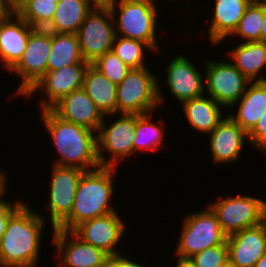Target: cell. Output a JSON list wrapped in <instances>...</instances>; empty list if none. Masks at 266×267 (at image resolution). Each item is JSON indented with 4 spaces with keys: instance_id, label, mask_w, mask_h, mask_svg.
I'll use <instances>...</instances> for the list:
<instances>
[{
    "instance_id": "6da1fadb",
    "label": "cell",
    "mask_w": 266,
    "mask_h": 267,
    "mask_svg": "<svg viewBox=\"0 0 266 267\" xmlns=\"http://www.w3.org/2000/svg\"><path fill=\"white\" fill-rule=\"evenodd\" d=\"M45 219L24 203L9 219L0 242V267H36Z\"/></svg>"
},
{
    "instance_id": "7a4b0ae2",
    "label": "cell",
    "mask_w": 266,
    "mask_h": 267,
    "mask_svg": "<svg viewBox=\"0 0 266 267\" xmlns=\"http://www.w3.org/2000/svg\"><path fill=\"white\" fill-rule=\"evenodd\" d=\"M40 118L58 152L54 165L83 171L100 167L96 132L60 118L51 109L41 110Z\"/></svg>"
},
{
    "instance_id": "3957f363",
    "label": "cell",
    "mask_w": 266,
    "mask_h": 267,
    "mask_svg": "<svg viewBox=\"0 0 266 267\" xmlns=\"http://www.w3.org/2000/svg\"><path fill=\"white\" fill-rule=\"evenodd\" d=\"M114 167L85 171L77 185L70 215L56 228L73 231L81 223L116 212L111 205Z\"/></svg>"
},
{
    "instance_id": "277c9868",
    "label": "cell",
    "mask_w": 266,
    "mask_h": 267,
    "mask_svg": "<svg viewBox=\"0 0 266 267\" xmlns=\"http://www.w3.org/2000/svg\"><path fill=\"white\" fill-rule=\"evenodd\" d=\"M156 5L152 0H116L109 6L116 36L142 41L158 52Z\"/></svg>"
},
{
    "instance_id": "5b68a950",
    "label": "cell",
    "mask_w": 266,
    "mask_h": 267,
    "mask_svg": "<svg viewBox=\"0 0 266 267\" xmlns=\"http://www.w3.org/2000/svg\"><path fill=\"white\" fill-rule=\"evenodd\" d=\"M147 67L130 69L117 85V115L148 114L164 102L157 75Z\"/></svg>"
},
{
    "instance_id": "8992f818",
    "label": "cell",
    "mask_w": 266,
    "mask_h": 267,
    "mask_svg": "<svg viewBox=\"0 0 266 267\" xmlns=\"http://www.w3.org/2000/svg\"><path fill=\"white\" fill-rule=\"evenodd\" d=\"M175 254L190 258L207 248L224 244L227 235L219 225L217 215L208 206L203 211L188 214L183 219Z\"/></svg>"
},
{
    "instance_id": "52a82bcc",
    "label": "cell",
    "mask_w": 266,
    "mask_h": 267,
    "mask_svg": "<svg viewBox=\"0 0 266 267\" xmlns=\"http://www.w3.org/2000/svg\"><path fill=\"white\" fill-rule=\"evenodd\" d=\"M119 118L106 125L105 118L97 133V157L100 166L117 168V164L134 154L136 114H119ZM105 151V152H104ZM104 152V154H103ZM105 153L109 154L106 158Z\"/></svg>"
},
{
    "instance_id": "ba28073f",
    "label": "cell",
    "mask_w": 266,
    "mask_h": 267,
    "mask_svg": "<svg viewBox=\"0 0 266 267\" xmlns=\"http://www.w3.org/2000/svg\"><path fill=\"white\" fill-rule=\"evenodd\" d=\"M208 206L217 215L220 228L227 236L263 222L264 200L260 198L241 194L219 196Z\"/></svg>"
},
{
    "instance_id": "9c48e42d",
    "label": "cell",
    "mask_w": 266,
    "mask_h": 267,
    "mask_svg": "<svg viewBox=\"0 0 266 267\" xmlns=\"http://www.w3.org/2000/svg\"><path fill=\"white\" fill-rule=\"evenodd\" d=\"M205 94L224 108L232 107L246 92L251 81L231 62L208 59L205 64ZM207 89V90H206Z\"/></svg>"
},
{
    "instance_id": "30bf717a",
    "label": "cell",
    "mask_w": 266,
    "mask_h": 267,
    "mask_svg": "<svg viewBox=\"0 0 266 267\" xmlns=\"http://www.w3.org/2000/svg\"><path fill=\"white\" fill-rule=\"evenodd\" d=\"M109 7L95 6L85 17L77 33L84 61L92 64L112 50L115 28Z\"/></svg>"
},
{
    "instance_id": "8fae6325",
    "label": "cell",
    "mask_w": 266,
    "mask_h": 267,
    "mask_svg": "<svg viewBox=\"0 0 266 267\" xmlns=\"http://www.w3.org/2000/svg\"><path fill=\"white\" fill-rule=\"evenodd\" d=\"M51 50V32L35 28L19 61L9 70L20 76L21 82L15 94L24 96L47 72V60Z\"/></svg>"
},
{
    "instance_id": "7c38bea8",
    "label": "cell",
    "mask_w": 266,
    "mask_h": 267,
    "mask_svg": "<svg viewBox=\"0 0 266 267\" xmlns=\"http://www.w3.org/2000/svg\"><path fill=\"white\" fill-rule=\"evenodd\" d=\"M89 65L87 61H82L47 71L23 97L29 99L37 91L43 90L45 98L40 99V110L50 109L61 98L83 87L84 74Z\"/></svg>"
},
{
    "instance_id": "4fadbf2b",
    "label": "cell",
    "mask_w": 266,
    "mask_h": 267,
    "mask_svg": "<svg viewBox=\"0 0 266 267\" xmlns=\"http://www.w3.org/2000/svg\"><path fill=\"white\" fill-rule=\"evenodd\" d=\"M48 211L51 228L56 229L71 213L78 182L85 172L76 167L53 165Z\"/></svg>"
},
{
    "instance_id": "5bb4252c",
    "label": "cell",
    "mask_w": 266,
    "mask_h": 267,
    "mask_svg": "<svg viewBox=\"0 0 266 267\" xmlns=\"http://www.w3.org/2000/svg\"><path fill=\"white\" fill-rule=\"evenodd\" d=\"M52 233L59 267H105L110 256L84 242L73 231L53 229Z\"/></svg>"
},
{
    "instance_id": "9a60e30c",
    "label": "cell",
    "mask_w": 266,
    "mask_h": 267,
    "mask_svg": "<svg viewBox=\"0 0 266 267\" xmlns=\"http://www.w3.org/2000/svg\"><path fill=\"white\" fill-rule=\"evenodd\" d=\"M118 211L96 217L78 225L73 232L87 244H90L111 256L120 255L116 249L124 236L126 223ZM120 251V252H119Z\"/></svg>"
},
{
    "instance_id": "2e32d148",
    "label": "cell",
    "mask_w": 266,
    "mask_h": 267,
    "mask_svg": "<svg viewBox=\"0 0 266 267\" xmlns=\"http://www.w3.org/2000/svg\"><path fill=\"white\" fill-rule=\"evenodd\" d=\"M229 264L254 267L266 251V224L245 228L227 236Z\"/></svg>"
},
{
    "instance_id": "e0dca14e",
    "label": "cell",
    "mask_w": 266,
    "mask_h": 267,
    "mask_svg": "<svg viewBox=\"0 0 266 267\" xmlns=\"http://www.w3.org/2000/svg\"><path fill=\"white\" fill-rule=\"evenodd\" d=\"M212 161L216 164L234 163L249 141L248 133L242 129L229 115L208 135Z\"/></svg>"
},
{
    "instance_id": "ac0fdd59",
    "label": "cell",
    "mask_w": 266,
    "mask_h": 267,
    "mask_svg": "<svg viewBox=\"0 0 266 267\" xmlns=\"http://www.w3.org/2000/svg\"><path fill=\"white\" fill-rule=\"evenodd\" d=\"M50 109L60 118L96 133L105 117L83 88L64 96Z\"/></svg>"
},
{
    "instance_id": "d6986e66",
    "label": "cell",
    "mask_w": 266,
    "mask_h": 267,
    "mask_svg": "<svg viewBox=\"0 0 266 267\" xmlns=\"http://www.w3.org/2000/svg\"><path fill=\"white\" fill-rule=\"evenodd\" d=\"M171 62V63H170ZM166 67V83L172 96L181 103L205 95V83L197 67L183 55H177Z\"/></svg>"
},
{
    "instance_id": "ffe728a7",
    "label": "cell",
    "mask_w": 266,
    "mask_h": 267,
    "mask_svg": "<svg viewBox=\"0 0 266 267\" xmlns=\"http://www.w3.org/2000/svg\"><path fill=\"white\" fill-rule=\"evenodd\" d=\"M17 13L0 23V61L10 70L22 57L34 30Z\"/></svg>"
},
{
    "instance_id": "44dd1931",
    "label": "cell",
    "mask_w": 266,
    "mask_h": 267,
    "mask_svg": "<svg viewBox=\"0 0 266 267\" xmlns=\"http://www.w3.org/2000/svg\"><path fill=\"white\" fill-rule=\"evenodd\" d=\"M253 0H215L208 37L212 46L227 39L236 29L246 8Z\"/></svg>"
},
{
    "instance_id": "7402d4cb",
    "label": "cell",
    "mask_w": 266,
    "mask_h": 267,
    "mask_svg": "<svg viewBox=\"0 0 266 267\" xmlns=\"http://www.w3.org/2000/svg\"><path fill=\"white\" fill-rule=\"evenodd\" d=\"M82 88L104 116H116L117 85L91 64L85 71Z\"/></svg>"
},
{
    "instance_id": "603a6c76",
    "label": "cell",
    "mask_w": 266,
    "mask_h": 267,
    "mask_svg": "<svg viewBox=\"0 0 266 267\" xmlns=\"http://www.w3.org/2000/svg\"><path fill=\"white\" fill-rule=\"evenodd\" d=\"M188 124L195 131L209 135L224 119L222 108L212 97L204 95L182 102Z\"/></svg>"
},
{
    "instance_id": "cb8c5ba5",
    "label": "cell",
    "mask_w": 266,
    "mask_h": 267,
    "mask_svg": "<svg viewBox=\"0 0 266 267\" xmlns=\"http://www.w3.org/2000/svg\"><path fill=\"white\" fill-rule=\"evenodd\" d=\"M229 55L234 66L251 82L266 81V77L261 75L266 70V42L239 43Z\"/></svg>"
},
{
    "instance_id": "d4e9b609",
    "label": "cell",
    "mask_w": 266,
    "mask_h": 267,
    "mask_svg": "<svg viewBox=\"0 0 266 267\" xmlns=\"http://www.w3.org/2000/svg\"><path fill=\"white\" fill-rule=\"evenodd\" d=\"M234 105H238L236 114L228 115L249 133L266 110V81L251 82Z\"/></svg>"
},
{
    "instance_id": "484cf974",
    "label": "cell",
    "mask_w": 266,
    "mask_h": 267,
    "mask_svg": "<svg viewBox=\"0 0 266 267\" xmlns=\"http://www.w3.org/2000/svg\"><path fill=\"white\" fill-rule=\"evenodd\" d=\"M94 7L89 0H60L53 20L45 29L53 33L77 34L86 15Z\"/></svg>"
},
{
    "instance_id": "4316f807",
    "label": "cell",
    "mask_w": 266,
    "mask_h": 267,
    "mask_svg": "<svg viewBox=\"0 0 266 267\" xmlns=\"http://www.w3.org/2000/svg\"><path fill=\"white\" fill-rule=\"evenodd\" d=\"M84 61L77 34L51 32V50L47 60V71Z\"/></svg>"
},
{
    "instance_id": "83f0119b",
    "label": "cell",
    "mask_w": 266,
    "mask_h": 267,
    "mask_svg": "<svg viewBox=\"0 0 266 267\" xmlns=\"http://www.w3.org/2000/svg\"><path fill=\"white\" fill-rule=\"evenodd\" d=\"M152 113L138 115L136 114V128L134 132V153L136 151H156L159 148H163L165 145L164 140V124L163 121L160 124L151 121Z\"/></svg>"
},
{
    "instance_id": "f1b7e54d",
    "label": "cell",
    "mask_w": 266,
    "mask_h": 267,
    "mask_svg": "<svg viewBox=\"0 0 266 267\" xmlns=\"http://www.w3.org/2000/svg\"><path fill=\"white\" fill-rule=\"evenodd\" d=\"M16 13L33 28L45 29L53 20L55 0H16Z\"/></svg>"
},
{
    "instance_id": "f546056e",
    "label": "cell",
    "mask_w": 266,
    "mask_h": 267,
    "mask_svg": "<svg viewBox=\"0 0 266 267\" xmlns=\"http://www.w3.org/2000/svg\"><path fill=\"white\" fill-rule=\"evenodd\" d=\"M264 19V3L253 0L246 8L236 29L231 36L242 37L241 42L260 41L262 22Z\"/></svg>"
},
{
    "instance_id": "4dcf8cb0",
    "label": "cell",
    "mask_w": 266,
    "mask_h": 267,
    "mask_svg": "<svg viewBox=\"0 0 266 267\" xmlns=\"http://www.w3.org/2000/svg\"><path fill=\"white\" fill-rule=\"evenodd\" d=\"M153 49L139 40L115 36L112 51L131 69L147 67L145 61V50Z\"/></svg>"
},
{
    "instance_id": "1f68e13d",
    "label": "cell",
    "mask_w": 266,
    "mask_h": 267,
    "mask_svg": "<svg viewBox=\"0 0 266 267\" xmlns=\"http://www.w3.org/2000/svg\"><path fill=\"white\" fill-rule=\"evenodd\" d=\"M91 65L116 85L131 69L112 50L98 57Z\"/></svg>"
},
{
    "instance_id": "d6a6232c",
    "label": "cell",
    "mask_w": 266,
    "mask_h": 267,
    "mask_svg": "<svg viewBox=\"0 0 266 267\" xmlns=\"http://www.w3.org/2000/svg\"><path fill=\"white\" fill-rule=\"evenodd\" d=\"M190 259L196 267H225L229 263L227 241L198 252Z\"/></svg>"
},
{
    "instance_id": "836d02e7",
    "label": "cell",
    "mask_w": 266,
    "mask_h": 267,
    "mask_svg": "<svg viewBox=\"0 0 266 267\" xmlns=\"http://www.w3.org/2000/svg\"><path fill=\"white\" fill-rule=\"evenodd\" d=\"M249 143L254 145L257 151L266 155V110L258 119L254 128L248 133ZM259 149V150H258Z\"/></svg>"
},
{
    "instance_id": "e575fe53",
    "label": "cell",
    "mask_w": 266,
    "mask_h": 267,
    "mask_svg": "<svg viewBox=\"0 0 266 267\" xmlns=\"http://www.w3.org/2000/svg\"><path fill=\"white\" fill-rule=\"evenodd\" d=\"M10 202L11 201L6 202L4 199L0 198V242L10 217L25 203L21 200H17V202L13 204Z\"/></svg>"
},
{
    "instance_id": "d590c367",
    "label": "cell",
    "mask_w": 266,
    "mask_h": 267,
    "mask_svg": "<svg viewBox=\"0 0 266 267\" xmlns=\"http://www.w3.org/2000/svg\"><path fill=\"white\" fill-rule=\"evenodd\" d=\"M105 267H147L142 265V263L134 262L130 260L128 256L124 257L122 254L111 256L108 258Z\"/></svg>"
},
{
    "instance_id": "8d00e7d4",
    "label": "cell",
    "mask_w": 266,
    "mask_h": 267,
    "mask_svg": "<svg viewBox=\"0 0 266 267\" xmlns=\"http://www.w3.org/2000/svg\"><path fill=\"white\" fill-rule=\"evenodd\" d=\"M16 0H0V23L8 20L16 13Z\"/></svg>"
},
{
    "instance_id": "74e56055",
    "label": "cell",
    "mask_w": 266,
    "mask_h": 267,
    "mask_svg": "<svg viewBox=\"0 0 266 267\" xmlns=\"http://www.w3.org/2000/svg\"><path fill=\"white\" fill-rule=\"evenodd\" d=\"M4 172L6 171H3L2 172V169H0V198H4L3 196H5L7 194V187H8V184H7V174ZM7 185V186H6Z\"/></svg>"
},
{
    "instance_id": "f35d334b",
    "label": "cell",
    "mask_w": 266,
    "mask_h": 267,
    "mask_svg": "<svg viewBox=\"0 0 266 267\" xmlns=\"http://www.w3.org/2000/svg\"><path fill=\"white\" fill-rule=\"evenodd\" d=\"M177 262L176 267H196L190 258H183L176 256Z\"/></svg>"
},
{
    "instance_id": "ab89813d",
    "label": "cell",
    "mask_w": 266,
    "mask_h": 267,
    "mask_svg": "<svg viewBox=\"0 0 266 267\" xmlns=\"http://www.w3.org/2000/svg\"><path fill=\"white\" fill-rule=\"evenodd\" d=\"M94 6L97 7H109L116 0H89Z\"/></svg>"
},
{
    "instance_id": "60d3db41",
    "label": "cell",
    "mask_w": 266,
    "mask_h": 267,
    "mask_svg": "<svg viewBox=\"0 0 266 267\" xmlns=\"http://www.w3.org/2000/svg\"><path fill=\"white\" fill-rule=\"evenodd\" d=\"M260 41L266 42V4H264V19L261 27Z\"/></svg>"
},
{
    "instance_id": "b9f144b4",
    "label": "cell",
    "mask_w": 266,
    "mask_h": 267,
    "mask_svg": "<svg viewBox=\"0 0 266 267\" xmlns=\"http://www.w3.org/2000/svg\"><path fill=\"white\" fill-rule=\"evenodd\" d=\"M254 267H266V251Z\"/></svg>"
},
{
    "instance_id": "7bdbcfd3",
    "label": "cell",
    "mask_w": 266,
    "mask_h": 267,
    "mask_svg": "<svg viewBox=\"0 0 266 267\" xmlns=\"http://www.w3.org/2000/svg\"><path fill=\"white\" fill-rule=\"evenodd\" d=\"M263 222L266 224V200H264Z\"/></svg>"
},
{
    "instance_id": "ee69618b",
    "label": "cell",
    "mask_w": 266,
    "mask_h": 267,
    "mask_svg": "<svg viewBox=\"0 0 266 267\" xmlns=\"http://www.w3.org/2000/svg\"><path fill=\"white\" fill-rule=\"evenodd\" d=\"M255 1L266 4V0H255Z\"/></svg>"
},
{
    "instance_id": "f6af8a7d",
    "label": "cell",
    "mask_w": 266,
    "mask_h": 267,
    "mask_svg": "<svg viewBox=\"0 0 266 267\" xmlns=\"http://www.w3.org/2000/svg\"><path fill=\"white\" fill-rule=\"evenodd\" d=\"M225 267H234V266H232V265H230V264L228 263Z\"/></svg>"
}]
</instances>
